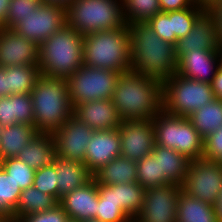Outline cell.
Returning a JSON list of instances; mask_svg holds the SVG:
<instances>
[{"label":"cell","instance_id":"6da1fadb","mask_svg":"<svg viewBox=\"0 0 222 222\" xmlns=\"http://www.w3.org/2000/svg\"><path fill=\"white\" fill-rule=\"evenodd\" d=\"M128 27L133 72L161 82L177 73L175 45L163 41L147 22H134Z\"/></svg>","mask_w":222,"mask_h":222},{"label":"cell","instance_id":"7a4b0ae2","mask_svg":"<svg viewBox=\"0 0 222 222\" xmlns=\"http://www.w3.org/2000/svg\"><path fill=\"white\" fill-rule=\"evenodd\" d=\"M111 100L123 120H151L162 110V82L132 70L123 72Z\"/></svg>","mask_w":222,"mask_h":222},{"label":"cell","instance_id":"3957f363","mask_svg":"<svg viewBox=\"0 0 222 222\" xmlns=\"http://www.w3.org/2000/svg\"><path fill=\"white\" fill-rule=\"evenodd\" d=\"M30 95L34 109L33 126L39 133H52L73 115L67 79L40 74Z\"/></svg>","mask_w":222,"mask_h":222},{"label":"cell","instance_id":"277c9868","mask_svg":"<svg viewBox=\"0 0 222 222\" xmlns=\"http://www.w3.org/2000/svg\"><path fill=\"white\" fill-rule=\"evenodd\" d=\"M84 35L65 24L39 45L41 74L68 79L83 63Z\"/></svg>","mask_w":222,"mask_h":222},{"label":"cell","instance_id":"5b68a950","mask_svg":"<svg viewBox=\"0 0 222 222\" xmlns=\"http://www.w3.org/2000/svg\"><path fill=\"white\" fill-rule=\"evenodd\" d=\"M83 63L88 67L108 69L120 73L131 70L128 25L84 35Z\"/></svg>","mask_w":222,"mask_h":222},{"label":"cell","instance_id":"8992f818","mask_svg":"<svg viewBox=\"0 0 222 222\" xmlns=\"http://www.w3.org/2000/svg\"><path fill=\"white\" fill-rule=\"evenodd\" d=\"M66 24L83 35L123 27L122 1L74 0L66 7Z\"/></svg>","mask_w":222,"mask_h":222},{"label":"cell","instance_id":"52a82bcc","mask_svg":"<svg viewBox=\"0 0 222 222\" xmlns=\"http://www.w3.org/2000/svg\"><path fill=\"white\" fill-rule=\"evenodd\" d=\"M215 99L210 83L175 74L162 82V110L167 114L188 118Z\"/></svg>","mask_w":222,"mask_h":222},{"label":"cell","instance_id":"ba28073f","mask_svg":"<svg viewBox=\"0 0 222 222\" xmlns=\"http://www.w3.org/2000/svg\"><path fill=\"white\" fill-rule=\"evenodd\" d=\"M155 144L176 150L189 160L203 158L204 138L188 118L167 114L161 110L153 118Z\"/></svg>","mask_w":222,"mask_h":222},{"label":"cell","instance_id":"9c48e42d","mask_svg":"<svg viewBox=\"0 0 222 222\" xmlns=\"http://www.w3.org/2000/svg\"><path fill=\"white\" fill-rule=\"evenodd\" d=\"M120 72L82 65L68 79L73 109L86 101L111 99Z\"/></svg>","mask_w":222,"mask_h":222},{"label":"cell","instance_id":"30bf717a","mask_svg":"<svg viewBox=\"0 0 222 222\" xmlns=\"http://www.w3.org/2000/svg\"><path fill=\"white\" fill-rule=\"evenodd\" d=\"M182 190L191 197L215 205L222 192V163L204 158L191 160Z\"/></svg>","mask_w":222,"mask_h":222},{"label":"cell","instance_id":"8fae6325","mask_svg":"<svg viewBox=\"0 0 222 222\" xmlns=\"http://www.w3.org/2000/svg\"><path fill=\"white\" fill-rule=\"evenodd\" d=\"M66 24V8L58 4L42 3L23 18L13 30L40 45Z\"/></svg>","mask_w":222,"mask_h":222},{"label":"cell","instance_id":"7c38bea8","mask_svg":"<svg viewBox=\"0 0 222 222\" xmlns=\"http://www.w3.org/2000/svg\"><path fill=\"white\" fill-rule=\"evenodd\" d=\"M181 190L182 186L177 184L147 188L143 208L133 222H176Z\"/></svg>","mask_w":222,"mask_h":222},{"label":"cell","instance_id":"4fadbf2b","mask_svg":"<svg viewBox=\"0 0 222 222\" xmlns=\"http://www.w3.org/2000/svg\"><path fill=\"white\" fill-rule=\"evenodd\" d=\"M94 130L85 123H81L72 115L59 128L53 131L55 147L58 157L84 163L87 145Z\"/></svg>","mask_w":222,"mask_h":222},{"label":"cell","instance_id":"5bb4252c","mask_svg":"<svg viewBox=\"0 0 222 222\" xmlns=\"http://www.w3.org/2000/svg\"><path fill=\"white\" fill-rule=\"evenodd\" d=\"M118 131L121 137L120 156L137 162L152 153L155 145L153 119L123 120Z\"/></svg>","mask_w":222,"mask_h":222},{"label":"cell","instance_id":"9a60e30c","mask_svg":"<svg viewBox=\"0 0 222 222\" xmlns=\"http://www.w3.org/2000/svg\"><path fill=\"white\" fill-rule=\"evenodd\" d=\"M39 45L13 29L0 28V67L38 65Z\"/></svg>","mask_w":222,"mask_h":222},{"label":"cell","instance_id":"2e32d148","mask_svg":"<svg viewBox=\"0 0 222 222\" xmlns=\"http://www.w3.org/2000/svg\"><path fill=\"white\" fill-rule=\"evenodd\" d=\"M121 137L118 129L96 130L87 145L84 163L94 174L111 160L120 156Z\"/></svg>","mask_w":222,"mask_h":222},{"label":"cell","instance_id":"e0dca14e","mask_svg":"<svg viewBox=\"0 0 222 222\" xmlns=\"http://www.w3.org/2000/svg\"><path fill=\"white\" fill-rule=\"evenodd\" d=\"M220 67L218 50L196 49L188 51L177 60V74L210 84Z\"/></svg>","mask_w":222,"mask_h":222},{"label":"cell","instance_id":"ac0fdd59","mask_svg":"<svg viewBox=\"0 0 222 222\" xmlns=\"http://www.w3.org/2000/svg\"><path fill=\"white\" fill-rule=\"evenodd\" d=\"M219 37L214 17L205 11L196 21L191 32L177 40L175 45L176 59L188 51L218 50Z\"/></svg>","mask_w":222,"mask_h":222},{"label":"cell","instance_id":"d6986e66","mask_svg":"<svg viewBox=\"0 0 222 222\" xmlns=\"http://www.w3.org/2000/svg\"><path fill=\"white\" fill-rule=\"evenodd\" d=\"M73 115L94 131L118 129L123 122L111 99L86 101L74 108Z\"/></svg>","mask_w":222,"mask_h":222},{"label":"cell","instance_id":"ffe728a7","mask_svg":"<svg viewBox=\"0 0 222 222\" xmlns=\"http://www.w3.org/2000/svg\"><path fill=\"white\" fill-rule=\"evenodd\" d=\"M98 198V186L95 180L92 179L82 187L61 197L58 203L69 218L82 222L96 218Z\"/></svg>","mask_w":222,"mask_h":222},{"label":"cell","instance_id":"44dd1931","mask_svg":"<svg viewBox=\"0 0 222 222\" xmlns=\"http://www.w3.org/2000/svg\"><path fill=\"white\" fill-rule=\"evenodd\" d=\"M17 158L34 170L55 164L58 153L51 133H38L24 146Z\"/></svg>","mask_w":222,"mask_h":222},{"label":"cell","instance_id":"7402d4cb","mask_svg":"<svg viewBox=\"0 0 222 222\" xmlns=\"http://www.w3.org/2000/svg\"><path fill=\"white\" fill-rule=\"evenodd\" d=\"M58 202L67 193L82 187L93 179L85 163L57 158L55 162Z\"/></svg>","mask_w":222,"mask_h":222},{"label":"cell","instance_id":"603a6c76","mask_svg":"<svg viewBox=\"0 0 222 222\" xmlns=\"http://www.w3.org/2000/svg\"><path fill=\"white\" fill-rule=\"evenodd\" d=\"M39 132L32 124L15 123L1 127L0 159L14 158Z\"/></svg>","mask_w":222,"mask_h":222},{"label":"cell","instance_id":"cb8c5ba5","mask_svg":"<svg viewBox=\"0 0 222 222\" xmlns=\"http://www.w3.org/2000/svg\"><path fill=\"white\" fill-rule=\"evenodd\" d=\"M152 153L159 158L160 175H165L171 183L182 186L191 160L176 150L158 144L154 145Z\"/></svg>","mask_w":222,"mask_h":222},{"label":"cell","instance_id":"d4e9b609","mask_svg":"<svg viewBox=\"0 0 222 222\" xmlns=\"http://www.w3.org/2000/svg\"><path fill=\"white\" fill-rule=\"evenodd\" d=\"M93 179L103 185L137 182L136 161L118 156L96 171Z\"/></svg>","mask_w":222,"mask_h":222},{"label":"cell","instance_id":"484cf974","mask_svg":"<svg viewBox=\"0 0 222 222\" xmlns=\"http://www.w3.org/2000/svg\"><path fill=\"white\" fill-rule=\"evenodd\" d=\"M176 222H217L214 205L191 197L180 191L177 202Z\"/></svg>","mask_w":222,"mask_h":222},{"label":"cell","instance_id":"4316f807","mask_svg":"<svg viewBox=\"0 0 222 222\" xmlns=\"http://www.w3.org/2000/svg\"><path fill=\"white\" fill-rule=\"evenodd\" d=\"M57 204L58 201L53 196L31 186L21 191L12 220L16 222L23 216L47 211Z\"/></svg>","mask_w":222,"mask_h":222},{"label":"cell","instance_id":"83f0119b","mask_svg":"<svg viewBox=\"0 0 222 222\" xmlns=\"http://www.w3.org/2000/svg\"><path fill=\"white\" fill-rule=\"evenodd\" d=\"M40 74L38 65L6 67L7 96L31 93Z\"/></svg>","mask_w":222,"mask_h":222},{"label":"cell","instance_id":"f1b7e54d","mask_svg":"<svg viewBox=\"0 0 222 222\" xmlns=\"http://www.w3.org/2000/svg\"><path fill=\"white\" fill-rule=\"evenodd\" d=\"M188 119L198 133L205 138L222 126V100L214 99L193 112Z\"/></svg>","mask_w":222,"mask_h":222},{"label":"cell","instance_id":"f546056e","mask_svg":"<svg viewBox=\"0 0 222 222\" xmlns=\"http://www.w3.org/2000/svg\"><path fill=\"white\" fill-rule=\"evenodd\" d=\"M109 186L115 191L116 203L134 220L143 208L146 189L137 182Z\"/></svg>","mask_w":222,"mask_h":222},{"label":"cell","instance_id":"4dcf8cb0","mask_svg":"<svg viewBox=\"0 0 222 222\" xmlns=\"http://www.w3.org/2000/svg\"><path fill=\"white\" fill-rule=\"evenodd\" d=\"M98 186V204L96 219L101 222H133L116 203L115 191L109 185L97 184Z\"/></svg>","mask_w":222,"mask_h":222},{"label":"cell","instance_id":"1f68e13d","mask_svg":"<svg viewBox=\"0 0 222 222\" xmlns=\"http://www.w3.org/2000/svg\"><path fill=\"white\" fill-rule=\"evenodd\" d=\"M137 183L143 188L157 187L171 183L165 175H160L159 158L153 153L141 158L136 162Z\"/></svg>","mask_w":222,"mask_h":222},{"label":"cell","instance_id":"d6a6232c","mask_svg":"<svg viewBox=\"0 0 222 222\" xmlns=\"http://www.w3.org/2000/svg\"><path fill=\"white\" fill-rule=\"evenodd\" d=\"M127 25L134 22H148L157 13L162 12L159 0H121Z\"/></svg>","mask_w":222,"mask_h":222},{"label":"cell","instance_id":"836d02e7","mask_svg":"<svg viewBox=\"0 0 222 222\" xmlns=\"http://www.w3.org/2000/svg\"><path fill=\"white\" fill-rule=\"evenodd\" d=\"M21 191L19 185L0 167V214L10 218L14 216Z\"/></svg>","mask_w":222,"mask_h":222},{"label":"cell","instance_id":"e575fe53","mask_svg":"<svg viewBox=\"0 0 222 222\" xmlns=\"http://www.w3.org/2000/svg\"><path fill=\"white\" fill-rule=\"evenodd\" d=\"M205 11L199 8L195 3L189 7L182 10L168 11L165 12L171 19L172 32H174L177 39L185 37L188 35L197 19Z\"/></svg>","mask_w":222,"mask_h":222},{"label":"cell","instance_id":"d590c367","mask_svg":"<svg viewBox=\"0 0 222 222\" xmlns=\"http://www.w3.org/2000/svg\"><path fill=\"white\" fill-rule=\"evenodd\" d=\"M1 167L19 185L21 190L33 186L35 170L17 157L2 160Z\"/></svg>","mask_w":222,"mask_h":222},{"label":"cell","instance_id":"8d00e7d4","mask_svg":"<svg viewBox=\"0 0 222 222\" xmlns=\"http://www.w3.org/2000/svg\"><path fill=\"white\" fill-rule=\"evenodd\" d=\"M42 3V0H10L5 28L13 29L30 12L40 7Z\"/></svg>","mask_w":222,"mask_h":222},{"label":"cell","instance_id":"74e56055","mask_svg":"<svg viewBox=\"0 0 222 222\" xmlns=\"http://www.w3.org/2000/svg\"><path fill=\"white\" fill-rule=\"evenodd\" d=\"M55 164L35 170L33 186L58 201V185Z\"/></svg>","mask_w":222,"mask_h":222},{"label":"cell","instance_id":"f35d334b","mask_svg":"<svg viewBox=\"0 0 222 222\" xmlns=\"http://www.w3.org/2000/svg\"><path fill=\"white\" fill-rule=\"evenodd\" d=\"M147 24L163 41L176 45L178 39L172 32L171 19L165 12L157 13Z\"/></svg>","mask_w":222,"mask_h":222},{"label":"cell","instance_id":"ab89813d","mask_svg":"<svg viewBox=\"0 0 222 222\" xmlns=\"http://www.w3.org/2000/svg\"><path fill=\"white\" fill-rule=\"evenodd\" d=\"M16 123L34 124V109L31 95L14 94Z\"/></svg>","mask_w":222,"mask_h":222},{"label":"cell","instance_id":"60d3db41","mask_svg":"<svg viewBox=\"0 0 222 222\" xmlns=\"http://www.w3.org/2000/svg\"><path fill=\"white\" fill-rule=\"evenodd\" d=\"M203 158L222 162V126L204 138Z\"/></svg>","mask_w":222,"mask_h":222},{"label":"cell","instance_id":"b9f144b4","mask_svg":"<svg viewBox=\"0 0 222 222\" xmlns=\"http://www.w3.org/2000/svg\"><path fill=\"white\" fill-rule=\"evenodd\" d=\"M68 220L69 216L58 203L47 211L23 216L16 222H67Z\"/></svg>","mask_w":222,"mask_h":222},{"label":"cell","instance_id":"7bdbcfd3","mask_svg":"<svg viewBox=\"0 0 222 222\" xmlns=\"http://www.w3.org/2000/svg\"><path fill=\"white\" fill-rule=\"evenodd\" d=\"M15 123L14 94L0 97V127L13 125Z\"/></svg>","mask_w":222,"mask_h":222},{"label":"cell","instance_id":"ee69618b","mask_svg":"<svg viewBox=\"0 0 222 222\" xmlns=\"http://www.w3.org/2000/svg\"><path fill=\"white\" fill-rule=\"evenodd\" d=\"M194 4V0H159L162 12L182 10Z\"/></svg>","mask_w":222,"mask_h":222},{"label":"cell","instance_id":"f6af8a7d","mask_svg":"<svg viewBox=\"0 0 222 222\" xmlns=\"http://www.w3.org/2000/svg\"><path fill=\"white\" fill-rule=\"evenodd\" d=\"M215 20L218 31L219 45H222V0L208 11Z\"/></svg>","mask_w":222,"mask_h":222},{"label":"cell","instance_id":"bcb514c9","mask_svg":"<svg viewBox=\"0 0 222 222\" xmlns=\"http://www.w3.org/2000/svg\"><path fill=\"white\" fill-rule=\"evenodd\" d=\"M213 94L216 99L222 100V67H220L211 82Z\"/></svg>","mask_w":222,"mask_h":222},{"label":"cell","instance_id":"7dc6e473","mask_svg":"<svg viewBox=\"0 0 222 222\" xmlns=\"http://www.w3.org/2000/svg\"><path fill=\"white\" fill-rule=\"evenodd\" d=\"M10 0H0V28H5Z\"/></svg>","mask_w":222,"mask_h":222},{"label":"cell","instance_id":"c3c4849f","mask_svg":"<svg viewBox=\"0 0 222 222\" xmlns=\"http://www.w3.org/2000/svg\"><path fill=\"white\" fill-rule=\"evenodd\" d=\"M221 0H194V3L204 11H209Z\"/></svg>","mask_w":222,"mask_h":222},{"label":"cell","instance_id":"681fc988","mask_svg":"<svg viewBox=\"0 0 222 222\" xmlns=\"http://www.w3.org/2000/svg\"><path fill=\"white\" fill-rule=\"evenodd\" d=\"M6 68L0 67V96H7Z\"/></svg>","mask_w":222,"mask_h":222},{"label":"cell","instance_id":"f907efd6","mask_svg":"<svg viewBox=\"0 0 222 222\" xmlns=\"http://www.w3.org/2000/svg\"><path fill=\"white\" fill-rule=\"evenodd\" d=\"M214 207H215L217 222H222V192L219 195V198L217 199Z\"/></svg>","mask_w":222,"mask_h":222},{"label":"cell","instance_id":"816d5d0a","mask_svg":"<svg viewBox=\"0 0 222 222\" xmlns=\"http://www.w3.org/2000/svg\"><path fill=\"white\" fill-rule=\"evenodd\" d=\"M74 0H42L43 3L58 4L66 8Z\"/></svg>","mask_w":222,"mask_h":222},{"label":"cell","instance_id":"f5cc1de1","mask_svg":"<svg viewBox=\"0 0 222 222\" xmlns=\"http://www.w3.org/2000/svg\"><path fill=\"white\" fill-rule=\"evenodd\" d=\"M0 222H14V221L12 220V218L6 215L0 214Z\"/></svg>","mask_w":222,"mask_h":222},{"label":"cell","instance_id":"db71d44e","mask_svg":"<svg viewBox=\"0 0 222 222\" xmlns=\"http://www.w3.org/2000/svg\"><path fill=\"white\" fill-rule=\"evenodd\" d=\"M218 52H219V56H220V65L222 67V45L219 47Z\"/></svg>","mask_w":222,"mask_h":222},{"label":"cell","instance_id":"11a10c76","mask_svg":"<svg viewBox=\"0 0 222 222\" xmlns=\"http://www.w3.org/2000/svg\"><path fill=\"white\" fill-rule=\"evenodd\" d=\"M82 222H101V221L96 219V218H92V219H89V220H84Z\"/></svg>","mask_w":222,"mask_h":222},{"label":"cell","instance_id":"9f6ffc18","mask_svg":"<svg viewBox=\"0 0 222 222\" xmlns=\"http://www.w3.org/2000/svg\"><path fill=\"white\" fill-rule=\"evenodd\" d=\"M67 222H81V221H78V220H76V219H71V218H69V220H68Z\"/></svg>","mask_w":222,"mask_h":222}]
</instances>
